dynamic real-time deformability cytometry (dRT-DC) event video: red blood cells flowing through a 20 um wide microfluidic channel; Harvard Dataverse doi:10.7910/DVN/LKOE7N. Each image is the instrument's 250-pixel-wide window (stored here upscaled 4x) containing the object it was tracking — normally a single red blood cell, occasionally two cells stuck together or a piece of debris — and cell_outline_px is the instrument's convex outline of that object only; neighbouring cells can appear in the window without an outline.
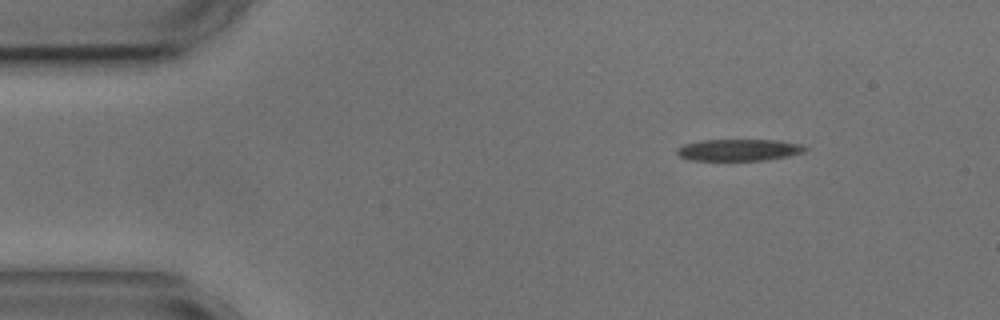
{"species": "common noctule bat (a hibernating species)", "species_latin": "Nyctalus noctula", "temperature_condition": "cold", "stored_images_in_passage": 3, "camera_frame_rate_fps": 3000, "um_per_image_px": 0.085, "animal": {"sex": "male", "body_mass_g": 17.9, "forearm_length_mm": 54.2}, "frame": {"image": 1, "passage_image": 1, "time_ms": 0.0, "image_size_px": [1000, 320], "cell_outline_px": [[808, 148], [804, 152], [788, 156], [768, 160], [688, 160], [680, 156], [676, 152], [684, 144], [700, 140], [776, 140], [800, 144]], "centroid_in_image_um": [62.82, 12.75], "position_along_channel_um": 22.2, "area_um2": 16.13}}